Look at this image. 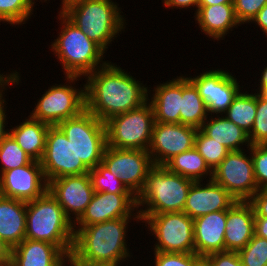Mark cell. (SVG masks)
I'll list each match as a JSON object with an SVG mask.
<instances>
[{
    "instance_id": "1",
    "label": "cell",
    "mask_w": 267,
    "mask_h": 266,
    "mask_svg": "<svg viewBox=\"0 0 267 266\" xmlns=\"http://www.w3.org/2000/svg\"><path fill=\"white\" fill-rule=\"evenodd\" d=\"M84 82L86 109L104 123L148 102L149 87L144 81L111 60L88 74Z\"/></svg>"
},
{
    "instance_id": "2",
    "label": "cell",
    "mask_w": 267,
    "mask_h": 266,
    "mask_svg": "<svg viewBox=\"0 0 267 266\" xmlns=\"http://www.w3.org/2000/svg\"><path fill=\"white\" fill-rule=\"evenodd\" d=\"M130 220L141 223L140 217H125L74 227L68 266H123L126 260L131 262L133 254L127 244Z\"/></svg>"
},
{
    "instance_id": "3",
    "label": "cell",
    "mask_w": 267,
    "mask_h": 266,
    "mask_svg": "<svg viewBox=\"0 0 267 266\" xmlns=\"http://www.w3.org/2000/svg\"><path fill=\"white\" fill-rule=\"evenodd\" d=\"M59 10L105 53L128 25L114 0H73Z\"/></svg>"
},
{
    "instance_id": "4",
    "label": "cell",
    "mask_w": 267,
    "mask_h": 266,
    "mask_svg": "<svg viewBox=\"0 0 267 266\" xmlns=\"http://www.w3.org/2000/svg\"><path fill=\"white\" fill-rule=\"evenodd\" d=\"M56 16L60 27L58 37L49 45L51 52L62 66L64 75L86 77L104 66L106 53L88 38L60 10ZM105 61H104V60Z\"/></svg>"
},
{
    "instance_id": "5",
    "label": "cell",
    "mask_w": 267,
    "mask_h": 266,
    "mask_svg": "<svg viewBox=\"0 0 267 266\" xmlns=\"http://www.w3.org/2000/svg\"><path fill=\"white\" fill-rule=\"evenodd\" d=\"M74 233L73 222L49 191L27 202L25 239L54 244L70 257Z\"/></svg>"
},
{
    "instance_id": "6",
    "label": "cell",
    "mask_w": 267,
    "mask_h": 266,
    "mask_svg": "<svg viewBox=\"0 0 267 266\" xmlns=\"http://www.w3.org/2000/svg\"><path fill=\"white\" fill-rule=\"evenodd\" d=\"M194 181L154 165L148 172L145 185L136 197L139 215L183 212L186 198Z\"/></svg>"
},
{
    "instance_id": "7",
    "label": "cell",
    "mask_w": 267,
    "mask_h": 266,
    "mask_svg": "<svg viewBox=\"0 0 267 266\" xmlns=\"http://www.w3.org/2000/svg\"><path fill=\"white\" fill-rule=\"evenodd\" d=\"M64 78L65 83L53 84L40 95L30 112L31 118L56 126L86 109L85 83L82 82L78 88L76 86V82L84 78L68 75Z\"/></svg>"
},
{
    "instance_id": "8",
    "label": "cell",
    "mask_w": 267,
    "mask_h": 266,
    "mask_svg": "<svg viewBox=\"0 0 267 266\" xmlns=\"http://www.w3.org/2000/svg\"><path fill=\"white\" fill-rule=\"evenodd\" d=\"M142 226L150 231L154 252L195 253L194 219L185 212L139 215Z\"/></svg>"
},
{
    "instance_id": "9",
    "label": "cell",
    "mask_w": 267,
    "mask_h": 266,
    "mask_svg": "<svg viewBox=\"0 0 267 266\" xmlns=\"http://www.w3.org/2000/svg\"><path fill=\"white\" fill-rule=\"evenodd\" d=\"M154 122V113L149 102L137 109L112 117L105 122L107 146L147 151Z\"/></svg>"
},
{
    "instance_id": "10",
    "label": "cell",
    "mask_w": 267,
    "mask_h": 266,
    "mask_svg": "<svg viewBox=\"0 0 267 266\" xmlns=\"http://www.w3.org/2000/svg\"><path fill=\"white\" fill-rule=\"evenodd\" d=\"M71 141L77 158L89 168L102 162L107 146L106 127L87 109L79 115L63 120L57 125Z\"/></svg>"
},
{
    "instance_id": "11",
    "label": "cell",
    "mask_w": 267,
    "mask_h": 266,
    "mask_svg": "<svg viewBox=\"0 0 267 266\" xmlns=\"http://www.w3.org/2000/svg\"><path fill=\"white\" fill-rule=\"evenodd\" d=\"M212 180L223 186L237 201H249L259 190L254 175L251 146L247 150L230 151L213 169Z\"/></svg>"
},
{
    "instance_id": "12",
    "label": "cell",
    "mask_w": 267,
    "mask_h": 266,
    "mask_svg": "<svg viewBox=\"0 0 267 266\" xmlns=\"http://www.w3.org/2000/svg\"><path fill=\"white\" fill-rule=\"evenodd\" d=\"M206 70H202L200 74H194V77L188 76L187 78L203 99L208 115H221L232 104L234 97L244 86L240 85V81L229 70L213 67Z\"/></svg>"
},
{
    "instance_id": "13",
    "label": "cell",
    "mask_w": 267,
    "mask_h": 266,
    "mask_svg": "<svg viewBox=\"0 0 267 266\" xmlns=\"http://www.w3.org/2000/svg\"><path fill=\"white\" fill-rule=\"evenodd\" d=\"M134 195L142 191L148 172L153 168L148 151L137 149H117L106 146L101 162Z\"/></svg>"
},
{
    "instance_id": "14",
    "label": "cell",
    "mask_w": 267,
    "mask_h": 266,
    "mask_svg": "<svg viewBox=\"0 0 267 266\" xmlns=\"http://www.w3.org/2000/svg\"><path fill=\"white\" fill-rule=\"evenodd\" d=\"M40 163L47 182L64 176L89 173L90 170L77 158L73 144L57 125L48 128Z\"/></svg>"
},
{
    "instance_id": "15",
    "label": "cell",
    "mask_w": 267,
    "mask_h": 266,
    "mask_svg": "<svg viewBox=\"0 0 267 266\" xmlns=\"http://www.w3.org/2000/svg\"><path fill=\"white\" fill-rule=\"evenodd\" d=\"M198 129L181 123L154 122L148 153L154 165L164 166L170 159L195 145Z\"/></svg>"
},
{
    "instance_id": "16",
    "label": "cell",
    "mask_w": 267,
    "mask_h": 266,
    "mask_svg": "<svg viewBox=\"0 0 267 266\" xmlns=\"http://www.w3.org/2000/svg\"><path fill=\"white\" fill-rule=\"evenodd\" d=\"M48 191L73 224L85 212L95 193L89 173L50 180Z\"/></svg>"
},
{
    "instance_id": "17",
    "label": "cell",
    "mask_w": 267,
    "mask_h": 266,
    "mask_svg": "<svg viewBox=\"0 0 267 266\" xmlns=\"http://www.w3.org/2000/svg\"><path fill=\"white\" fill-rule=\"evenodd\" d=\"M48 191V182L39 161L8 170L0 175V195L31 201Z\"/></svg>"
},
{
    "instance_id": "18",
    "label": "cell",
    "mask_w": 267,
    "mask_h": 266,
    "mask_svg": "<svg viewBox=\"0 0 267 266\" xmlns=\"http://www.w3.org/2000/svg\"><path fill=\"white\" fill-rule=\"evenodd\" d=\"M125 217H140L136 196L132 193L95 192L85 212L74 223V227H84Z\"/></svg>"
},
{
    "instance_id": "19",
    "label": "cell",
    "mask_w": 267,
    "mask_h": 266,
    "mask_svg": "<svg viewBox=\"0 0 267 266\" xmlns=\"http://www.w3.org/2000/svg\"><path fill=\"white\" fill-rule=\"evenodd\" d=\"M236 201L223 186L212 179L195 181L189 189L183 212L195 219L211 212L228 210Z\"/></svg>"
},
{
    "instance_id": "20",
    "label": "cell",
    "mask_w": 267,
    "mask_h": 266,
    "mask_svg": "<svg viewBox=\"0 0 267 266\" xmlns=\"http://www.w3.org/2000/svg\"><path fill=\"white\" fill-rule=\"evenodd\" d=\"M227 210L215 211L194 219L195 253L207 255L225 251Z\"/></svg>"
},
{
    "instance_id": "21",
    "label": "cell",
    "mask_w": 267,
    "mask_h": 266,
    "mask_svg": "<svg viewBox=\"0 0 267 266\" xmlns=\"http://www.w3.org/2000/svg\"><path fill=\"white\" fill-rule=\"evenodd\" d=\"M225 251L244 248L255 234V211L249 201H236L227 210Z\"/></svg>"
},
{
    "instance_id": "22",
    "label": "cell",
    "mask_w": 267,
    "mask_h": 266,
    "mask_svg": "<svg viewBox=\"0 0 267 266\" xmlns=\"http://www.w3.org/2000/svg\"><path fill=\"white\" fill-rule=\"evenodd\" d=\"M176 77L153 85L152 90L149 87L148 102L152 106L155 122L180 123L182 75Z\"/></svg>"
},
{
    "instance_id": "23",
    "label": "cell",
    "mask_w": 267,
    "mask_h": 266,
    "mask_svg": "<svg viewBox=\"0 0 267 266\" xmlns=\"http://www.w3.org/2000/svg\"><path fill=\"white\" fill-rule=\"evenodd\" d=\"M13 266H68L69 257L56 245L24 239L12 249Z\"/></svg>"
},
{
    "instance_id": "24",
    "label": "cell",
    "mask_w": 267,
    "mask_h": 266,
    "mask_svg": "<svg viewBox=\"0 0 267 266\" xmlns=\"http://www.w3.org/2000/svg\"><path fill=\"white\" fill-rule=\"evenodd\" d=\"M193 18L201 33L217 43L241 26L235 16L233 3L198 6V11Z\"/></svg>"
},
{
    "instance_id": "25",
    "label": "cell",
    "mask_w": 267,
    "mask_h": 266,
    "mask_svg": "<svg viewBox=\"0 0 267 266\" xmlns=\"http://www.w3.org/2000/svg\"><path fill=\"white\" fill-rule=\"evenodd\" d=\"M27 202L0 195V238L12 249L25 239Z\"/></svg>"
},
{
    "instance_id": "26",
    "label": "cell",
    "mask_w": 267,
    "mask_h": 266,
    "mask_svg": "<svg viewBox=\"0 0 267 266\" xmlns=\"http://www.w3.org/2000/svg\"><path fill=\"white\" fill-rule=\"evenodd\" d=\"M9 134L18 145L35 161H41L46 145L49 124L31 118L22 119L15 127L9 126Z\"/></svg>"
},
{
    "instance_id": "27",
    "label": "cell",
    "mask_w": 267,
    "mask_h": 266,
    "mask_svg": "<svg viewBox=\"0 0 267 266\" xmlns=\"http://www.w3.org/2000/svg\"><path fill=\"white\" fill-rule=\"evenodd\" d=\"M200 130L230 151L244 150L251 146L248 134L223 114L209 115Z\"/></svg>"
},
{
    "instance_id": "28",
    "label": "cell",
    "mask_w": 267,
    "mask_h": 266,
    "mask_svg": "<svg viewBox=\"0 0 267 266\" xmlns=\"http://www.w3.org/2000/svg\"><path fill=\"white\" fill-rule=\"evenodd\" d=\"M164 166L169 171L194 182L211 180L213 175V170L195 147L174 156Z\"/></svg>"
},
{
    "instance_id": "29",
    "label": "cell",
    "mask_w": 267,
    "mask_h": 266,
    "mask_svg": "<svg viewBox=\"0 0 267 266\" xmlns=\"http://www.w3.org/2000/svg\"><path fill=\"white\" fill-rule=\"evenodd\" d=\"M187 76L182 74L180 123L200 129L209 115L203 99Z\"/></svg>"
},
{
    "instance_id": "30",
    "label": "cell",
    "mask_w": 267,
    "mask_h": 266,
    "mask_svg": "<svg viewBox=\"0 0 267 266\" xmlns=\"http://www.w3.org/2000/svg\"><path fill=\"white\" fill-rule=\"evenodd\" d=\"M242 90L234 97L223 115L249 134L256 116V92L251 90L249 93L247 89Z\"/></svg>"
},
{
    "instance_id": "31",
    "label": "cell",
    "mask_w": 267,
    "mask_h": 266,
    "mask_svg": "<svg viewBox=\"0 0 267 266\" xmlns=\"http://www.w3.org/2000/svg\"><path fill=\"white\" fill-rule=\"evenodd\" d=\"M36 0H0V25L19 27L26 24L34 14Z\"/></svg>"
},
{
    "instance_id": "32",
    "label": "cell",
    "mask_w": 267,
    "mask_h": 266,
    "mask_svg": "<svg viewBox=\"0 0 267 266\" xmlns=\"http://www.w3.org/2000/svg\"><path fill=\"white\" fill-rule=\"evenodd\" d=\"M33 159L25 153L16 140L8 134L0 145V175L8 170L25 166Z\"/></svg>"
},
{
    "instance_id": "33",
    "label": "cell",
    "mask_w": 267,
    "mask_h": 266,
    "mask_svg": "<svg viewBox=\"0 0 267 266\" xmlns=\"http://www.w3.org/2000/svg\"><path fill=\"white\" fill-rule=\"evenodd\" d=\"M194 147L212 170L215 169L230 152L226 146L206 136L200 129H198L196 133Z\"/></svg>"
},
{
    "instance_id": "34",
    "label": "cell",
    "mask_w": 267,
    "mask_h": 266,
    "mask_svg": "<svg viewBox=\"0 0 267 266\" xmlns=\"http://www.w3.org/2000/svg\"><path fill=\"white\" fill-rule=\"evenodd\" d=\"M92 186L95 192L107 193H131L102 163L89 170Z\"/></svg>"
},
{
    "instance_id": "35",
    "label": "cell",
    "mask_w": 267,
    "mask_h": 266,
    "mask_svg": "<svg viewBox=\"0 0 267 266\" xmlns=\"http://www.w3.org/2000/svg\"><path fill=\"white\" fill-rule=\"evenodd\" d=\"M238 254L243 266H267V239L254 234Z\"/></svg>"
},
{
    "instance_id": "36",
    "label": "cell",
    "mask_w": 267,
    "mask_h": 266,
    "mask_svg": "<svg viewBox=\"0 0 267 266\" xmlns=\"http://www.w3.org/2000/svg\"><path fill=\"white\" fill-rule=\"evenodd\" d=\"M251 145L267 142V100L256 92V116L251 132L248 134Z\"/></svg>"
},
{
    "instance_id": "37",
    "label": "cell",
    "mask_w": 267,
    "mask_h": 266,
    "mask_svg": "<svg viewBox=\"0 0 267 266\" xmlns=\"http://www.w3.org/2000/svg\"><path fill=\"white\" fill-rule=\"evenodd\" d=\"M154 266H197L203 259L196 253L153 252Z\"/></svg>"
},
{
    "instance_id": "38",
    "label": "cell",
    "mask_w": 267,
    "mask_h": 266,
    "mask_svg": "<svg viewBox=\"0 0 267 266\" xmlns=\"http://www.w3.org/2000/svg\"><path fill=\"white\" fill-rule=\"evenodd\" d=\"M251 156L258 189H267V146L251 145Z\"/></svg>"
},
{
    "instance_id": "39",
    "label": "cell",
    "mask_w": 267,
    "mask_h": 266,
    "mask_svg": "<svg viewBox=\"0 0 267 266\" xmlns=\"http://www.w3.org/2000/svg\"><path fill=\"white\" fill-rule=\"evenodd\" d=\"M266 3L267 0H233L235 16L241 27L242 24L249 25Z\"/></svg>"
},
{
    "instance_id": "40",
    "label": "cell",
    "mask_w": 267,
    "mask_h": 266,
    "mask_svg": "<svg viewBox=\"0 0 267 266\" xmlns=\"http://www.w3.org/2000/svg\"><path fill=\"white\" fill-rule=\"evenodd\" d=\"M18 70H15L14 71H11L9 74H8V84L2 88L0 90V145L3 141V139L9 134V128H7L8 126V120L9 117H8V113L6 112L7 110V107L6 105L8 104L6 102V95H5V91L8 90V86L9 88L11 86L13 87H17V85H19L21 82V74ZM7 128V129H6Z\"/></svg>"
},
{
    "instance_id": "41",
    "label": "cell",
    "mask_w": 267,
    "mask_h": 266,
    "mask_svg": "<svg viewBox=\"0 0 267 266\" xmlns=\"http://www.w3.org/2000/svg\"><path fill=\"white\" fill-rule=\"evenodd\" d=\"M208 266H243L238 252L221 251L207 255L204 259Z\"/></svg>"
},
{
    "instance_id": "42",
    "label": "cell",
    "mask_w": 267,
    "mask_h": 266,
    "mask_svg": "<svg viewBox=\"0 0 267 266\" xmlns=\"http://www.w3.org/2000/svg\"><path fill=\"white\" fill-rule=\"evenodd\" d=\"M255 216L267 217V189H259L249 200Z\"/></svg>"
},
{
    "instance_id": "43",
    "label": "cell",
    "mask_w": 267,
    "mask_h": 266,
    "mask_svg": "<svg viewBox=\"0 0 267 266\" xmlns=\"http://www.w3.org/2000/svg\"><path fill=\"white\" fill-rule=\"evenodd\" d=\"M162 3L166 9L170 10L171 9H183V11H185L184 9L189 10V8H191V10L195 9V12L193 15L196 14V12L198 11V6H199V0H162ZM195 7V8H194Z\"/></svg>"
},
{
    "instance_id": "44",
    "label": "cell",
    "mask_w": 267,
    "mask_h": 266,
    "mask_svg": "<svg viewBox=\"0 0 267 266\" xmlns=\"http://www.w3.org/2000/svg\"><path fill=\"white\" fill-rule=\"evenodd\" d=\"M253 23L255 26H257V28L260 27L259 29L263 31V35L265 34V37L267 38V3L249 24Z\"/></svg>"
},
{
    "instance_id": "45",
    "label": "cell",
    "mask_w": 267,
    "mask_h": 266,
    "mask_svg": "<svg viewBox=\"0 0 267 266\" xmlns=\"http://www.w3.org/2000/svg\"><path fill=\"white\" fill-rule=\"evenodd\" d=\"M255 235L267 239V217L255 216Z\"/></svg>"
},
{
    "instance_id": "46",
    "label": "cell",
    "mask_w": 267,
    "mask_h": 266,
    "mask_svg": "<svg viewBox=\"0 0 267 266\" xmlns=\"http://www.w3.org/2000/svg\"><path fill=\"white\" fill-rule=\"evenodd\" d=\"M12 248L0 238V261H11Z\"/></svg>"
},
{
    "instance_id": "47",
    "label": "cell",
    "mask_w": 267,
    "mask_h": 266,
    "mask_svg": "<svg viewBox=\"0 0 267 266\" xmlns=\"http://www.w3.org/2000/svg\"><path fill=\"white\" fill-rule=\"evenodd\" d=\"M259 71H262L261 72V78L258 79V84L255 83V87H257V89H253L254 92H259L262 88H267V64L266 66L263 67V70H259Z\"/></svg>"
},
{
    "instance_id": "48",
    "label": "cell",
    "mask_w": 267,
    "mask_h": 266,
    "mask_svg": "<svg viewBox=\"0 0 267 266\" xmlns=\"http://www.w3.org/2000/svg\"><path fill=\"white\" fill-rule=\"evenodd\" d=\"M224 3H233V0H199V6H211Z\"/></svg>"
},
{
    "instance_id": "49",
    "label": "cell",
    "mask_w": 267,
    "mask_h": 266,
    "mask_svg": "<svg viewBox=\"0 0 267 266\" xmlns=\"http://www.w3.org/2000/svg\"><path fill=\"white\" fill-rule=\"evenodd\" d=\"M8 73H1L0 71V90L8 84Z\"/></svg>"
},
{
    "instance_id": "50",
    "label": "cell",
    "mask_w": 267,
    "mask_h": 266,
    "mask_svg": "<svg viewBox=\"0 0 267 266\" xmlns=\"http://www.w3.org/2000/svg\"><path fill=\"white\" fill-rule=\"evenodd\" d=\"M258 94H259L262 98H264L265 100H267V88H262V89L258 92Z\"/></svg>"
},
{
    "instance_id": "51",
    "label": "cell",
    "mask_w": 267,
    "mask_h": 266,
    "mask_svg": "<svg viewBox=\"0 0 267 266\" xmlns=\"http://www.w3.org/2000/svg\"><path fill=\"white\" fill-rule=\"evenodd\" d=\"M0 266H13L12 261H0Z\"/></svg>"
},
{
    "instance_id": "52",
    "label": "cell",
    "mask_w": 267,
    "mask_h": 266,
    "mask_svg": "<svg viewBox=\"0 0 267 266\" xmlns=\"http://www.w3.org/2000/svg\"><path fill=\"white\" fill-rule=\"evenodd\" d=\"M71 1H73V0H61L60 8H61L64 4L69 3V2H71Z\"/></svg>"
},
{
    "instance_id": "53",
    "label": "cell",
    "mask_w": 267,
    "mask_h": 266,
    "mask_svg": "<svg viewBox=\"0 0 267 266\" xmlns=\"http://www.w3.org/2000/svg\"><path fill=\"white\" fill-rule=\"evenodd\" d=\"M197 266H208L204 260H202Z\"/></svg>"
},
{
    "instance_id": "54",
    "label": "cell",
    "mask_w": 267,
    "mask_h": 266,
    "mask_svg": "<svg viewBox=\"0 0 267 266\" xmlns=\"http://www.w3.org/2000/svg\"><path fill=\"white\" fill-rule=\"evenodd\" d=\"M36 1H38V0H36ZM40 1H41V3H44V2L47 3V4L50 3V2H49L50 0H40ZM47 1H48V2H47Z\"/></svg>"
}]
</instances>
